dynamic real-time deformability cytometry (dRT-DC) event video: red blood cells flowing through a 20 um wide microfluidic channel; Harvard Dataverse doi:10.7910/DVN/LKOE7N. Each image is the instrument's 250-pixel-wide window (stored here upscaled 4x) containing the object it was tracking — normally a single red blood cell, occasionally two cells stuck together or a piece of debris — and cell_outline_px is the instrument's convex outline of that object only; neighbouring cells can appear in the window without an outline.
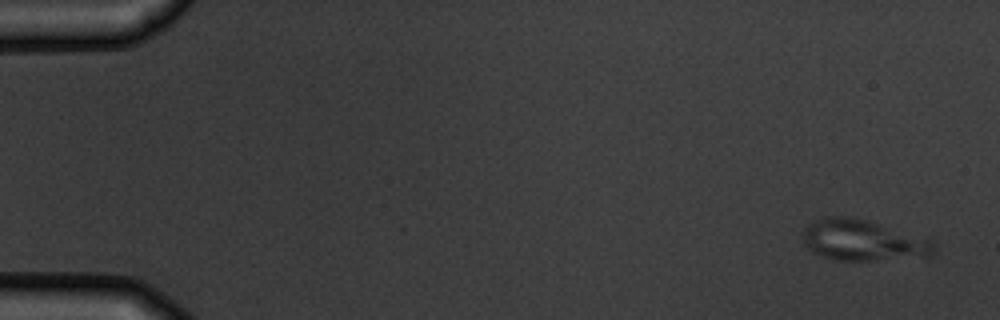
{"species": "common noctule bat (a hibernating species)", "species_latin": "Nyctalus noctula", "temperature_condition": "warm", "stored_images_in_passage": 6, "camera_frame_rate_fps": 3000, "um_per_image_px": 0.085, "animal": {"sex": "male", "body_mass_g": 19.5, "forearm_length_mm": 54.6}, "frame": {"image": 1, "passage_image": 1, "time_ms": 0.0, "image_size_px": [1000, 320], "cell_outline_px": [[936, 252], [928, 256], [868, 260], [832, 260], [820, 256], [812, 252], [804, 244], [804, 228], [808, 224], [824, 216], [848, 216], [868, 220], [932, 236], [936, 248]], "centroid_in_image_um": [73.44, 20.4], "position_along_channel_um": 11.6, "area_um2": 32.19}}